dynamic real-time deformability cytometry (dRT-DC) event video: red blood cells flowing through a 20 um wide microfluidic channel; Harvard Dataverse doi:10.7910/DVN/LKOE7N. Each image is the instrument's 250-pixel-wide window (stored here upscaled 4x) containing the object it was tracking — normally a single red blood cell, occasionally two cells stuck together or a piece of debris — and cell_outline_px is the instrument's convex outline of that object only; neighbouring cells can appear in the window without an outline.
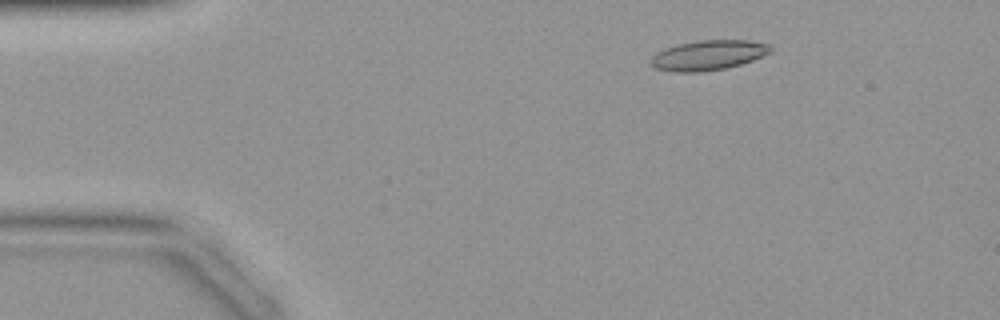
{"species": "common noctule bat (a hibernating species)", "species_latin": "Nyctalus noctula", "temperature_condition": "warm", "stored_images_in_passage": 43, "camera_frame_rate_fps": 3000, "um_per_image_px": 0.085, "animal": {"sex": "female", "body_mass_g": 19.9}, "frame": {"image": 1, "passage_image": 7, "time_ms": 2.0, "image_size_px": [1000, 320], "cell_outline_px": [[772, 52], [752, 60], [740, 64], [724, 68], [700, 72], [672, 72], [656, 68], [652, 64], [652, 56], [656, 52], [664, 48], [680, 44], [700, 40], [748, 40], [772, 44]], "centroid_in_image_um": [60.23, 4.68], "position_along_channel_um": 24.8, "area_um2": 20.81}}
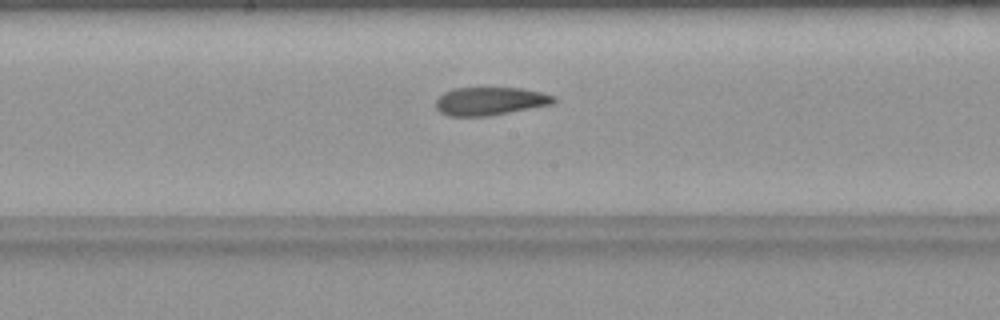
{"frame": {"image": 2, "passage_image": 23, "time_ms": 7.333, "image_size_px": [1000, 320], "cell_outline_px": [[556, 100], [552, 104], [488, 116], [448, 116], [440, 112], [436, 108], [436, 100], [444, 92], [452, 88], [520, 88], [540, 92], [556, 96]], "centroid_in_image_um": [41.63, 8.6], "position_along_channel_um": 206.6, "area_um2": 19.25}}
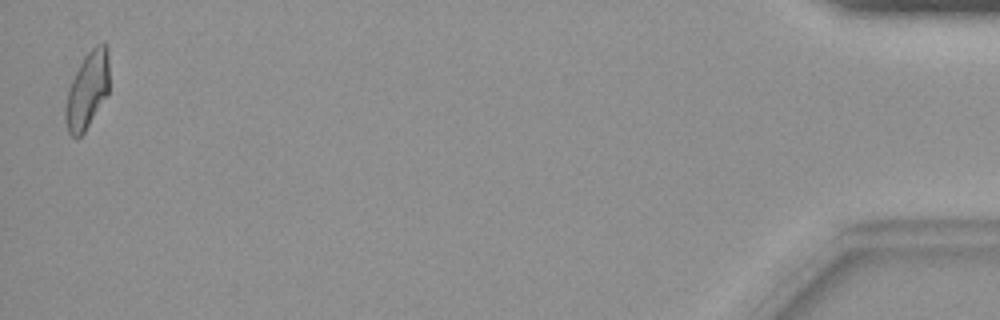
{"frame": {"image": 3, "passage_image": 43, "time_ms": 14.0, "image_size_px": [1000, 320], "cell_outline_px": [[108, 96], [84, 132], [80, 136], [72, 136], [68, 132], [64, 120], [64, 108], [68, 88], [84, 56], [96, 44], [104, 40], [108, 44]], "centroid_in_image_um": [7.43, 7.65], "position_along_channel_um": 427.8, "area_um2": 19.88}}